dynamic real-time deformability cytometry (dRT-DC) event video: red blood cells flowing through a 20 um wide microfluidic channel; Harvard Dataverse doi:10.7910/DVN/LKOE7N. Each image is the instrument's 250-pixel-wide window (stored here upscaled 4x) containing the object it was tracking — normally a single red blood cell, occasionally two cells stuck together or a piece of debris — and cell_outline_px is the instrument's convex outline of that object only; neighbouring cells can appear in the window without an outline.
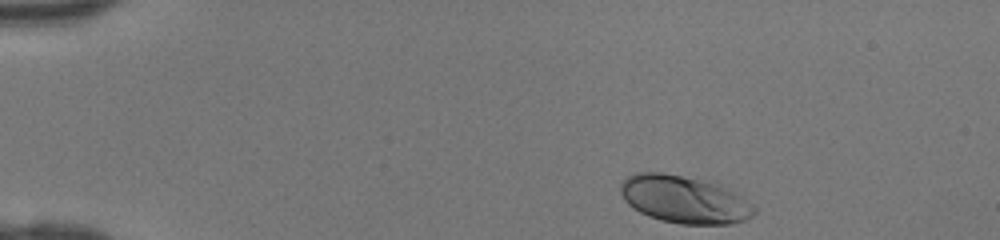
{"species": "human", "species_latin": "Homo sapiens", "temperature_condition": "room temperature", "stored_images_in_passage": 40, "camera_frame_rate_fps": 3000, "um_per_image_px": 0.085, "donor": {"sex": "female"}, "frame": {"image": 1, "passage_image": 1, "time_ms": 0.0, "image_size_px": [1000, 240], "cell_outline_px": [[756, 212], [752, 216], [744, 220], [732, 224], [680, 224], [660, 220], [648, 216], [632, 208], [624, 200], [620, 192], [620, 180], [624, 176], [632, 172], [660, 172], [708, 180], [740, 196], [752, 204], [756, 208]], "centroid_in_image_um": [58.09, 16.94], "position_along_channel_um": 26.9, "area_um2": 37.34}}
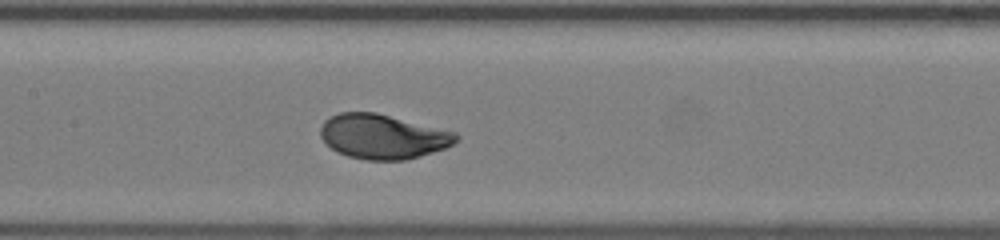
{"frame": {"image": 2, "passage_image": 17, "time_ms": 5.333, "image_size_px": [1000, 240], "cell_outline_px": [[460, 136], [452, 144], [444, 148], [432, 152], [404, 160], [368, 160], [348, 156], [332, 148], [320, 136], [320, 128], [324, 120], [340, 112], [376, 112], [456, 132]], "centroid_in_image_um": [32.54, 11.59], "position_along_channel_um": 174.9, "area_um2": 34.91}}
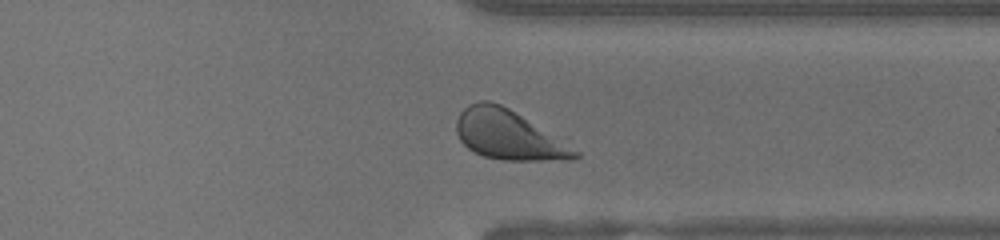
{"frame": {"image": 3, "passage_image": 30, "time_ms": 9.667, "image_size_px": [1000, 240], "cell_outline_px": [[580, 156], [572, 160], [504, 160], [484, 156], [468, 148], [460, 140], [456, 132], [456, 120], [460, 112], [468, 104], [480, 100], [488, 100], [500, 104], [508, 108], [580, 152]], "centroid_in_image_um": [43.17, 11.47], "position_along_channel_um": 368.2, "area_um2": 33.58}}